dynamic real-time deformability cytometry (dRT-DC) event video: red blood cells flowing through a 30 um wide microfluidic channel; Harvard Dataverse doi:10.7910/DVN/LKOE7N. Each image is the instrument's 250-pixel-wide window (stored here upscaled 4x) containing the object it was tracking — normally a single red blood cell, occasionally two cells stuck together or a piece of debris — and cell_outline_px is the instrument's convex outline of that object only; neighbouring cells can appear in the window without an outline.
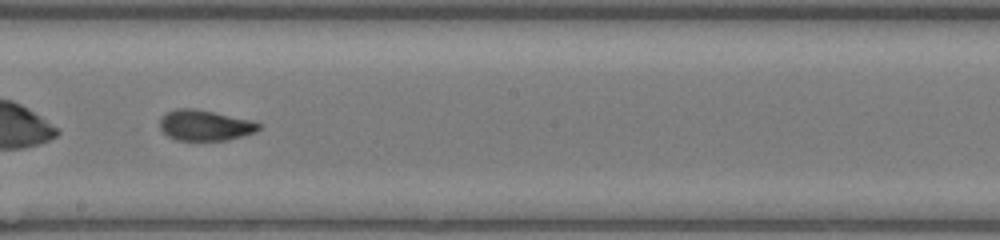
{"species": "common noctule bat (a hibernating species)", "species_latin": "Nyctalus noctula", "temperature_condition": "room temperature", "stored_images_in_passage": 50, "camera_frame_rate_fps": 3000, "um_per_image_px": 0.085, "animal": {"sex": "female", "body_mass_g": 17.0, "forearm_length_mm": 48.0}, "frame": {"image": 1, "passage_image": 28, "time_ms": 9.0, "image_size_px": [1000, 240], "cell_outline_px": [[264, 124], [256, 132], [244, 136], [228, 140], [176, 140], [168, 136], [160, 128], [160, 120], [168, 112], [176, 108], [192, 108], [252, 120]], "centroid_in_image_um": [17.47, 10.66], "position_along_channel_um": 230.7, "area_um2": 17.63}}
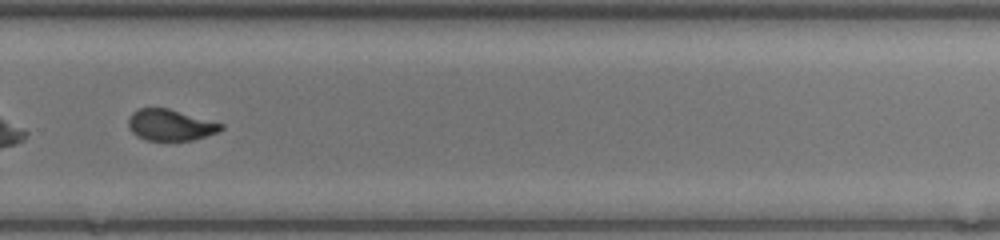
{"frame": {"image": 2, "passage_image": 34, "time_ms": 11.0, "image_size_px": [1000, 240], "cell_outline_px": [[224, 128], [220, 132], [192, 140], [144, 140], [136, 136], [128, 128], [128, 116], [132, 112], [140, 108], [168, 108], [224, 124]], "centroid_in_image_um": [14.47, 10.63], "position_along_channel_um": 315.3, "area_um2": 16.99}}
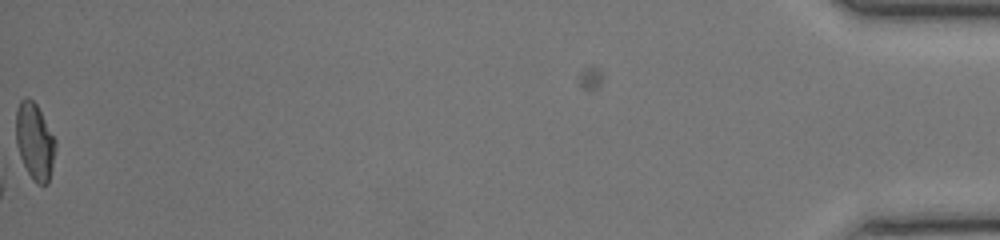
{"frame": {"image": 3, "passage_image": 50, "time_ms": 16.333, "image_size_px": [1000, 240], "cell_outline_px": [[56, 148], [48, 184], [36, 184], [32, 180], [20, 164], [16, 144], [16, 112], [20, 100], [32, 100], [36, 104], [56, 140]], "centroid_in_image_um": [2.93, 12.1], "position_along_channel_um": 432.3, "area_um2": 17.86}, "authors_computed_cell_mechanics": {"area_um2": 17.918, "velocity_mm_per_s": 4.2417, "shape_relaxation_time_tau1_ms": null, "shape_relaxation_time_tau2_ms": 1.2766, "deformation_change_tau1": null, "deformation_change_tau2": 0.0751}}